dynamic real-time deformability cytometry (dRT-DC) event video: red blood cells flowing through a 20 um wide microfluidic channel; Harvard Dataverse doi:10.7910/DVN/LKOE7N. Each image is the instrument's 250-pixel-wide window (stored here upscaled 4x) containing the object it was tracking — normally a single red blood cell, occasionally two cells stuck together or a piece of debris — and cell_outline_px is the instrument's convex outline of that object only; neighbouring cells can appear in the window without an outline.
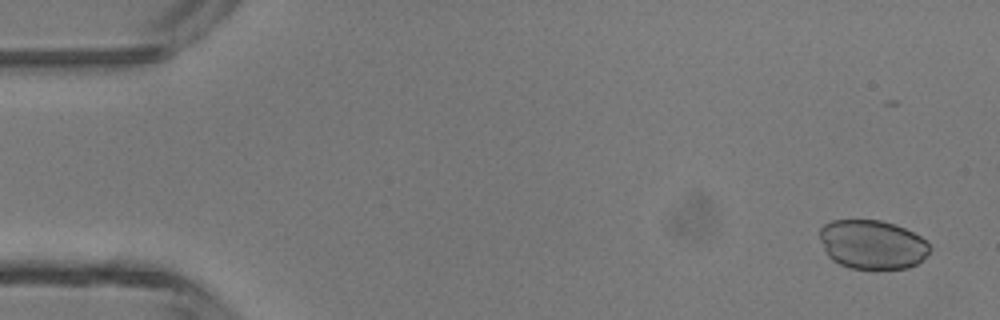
{"species": "common noctule bat (a hibernating species)", "species_latin": "Nyctalus noctula", "temperature_condition": "room temperature", "stored_images_in_passage": 38, "camera_frame_rate_fps": 3000, "um_per_image_px": 0.085, "animal": {"sex": "male", "body_mass_g": 13.3}, "frame": {"image": 1, "passage_image": 3, "time_ms": 0.667, "image_size_px": [1000, 320], "cell_outline_px": [[928, 252], [916, 264], [908, 268], [852, 268], [840, 264], [832, 260], [828, 256], [820, 240], [820, 228], [824, 224], [832, 220], [880, 220], [896, 224], [920, 236], [928, 244]], "centroid_in_image_um": [74.1, 20.76], "position_along_channel_um": 10.9, "area_um2": 31.1}}
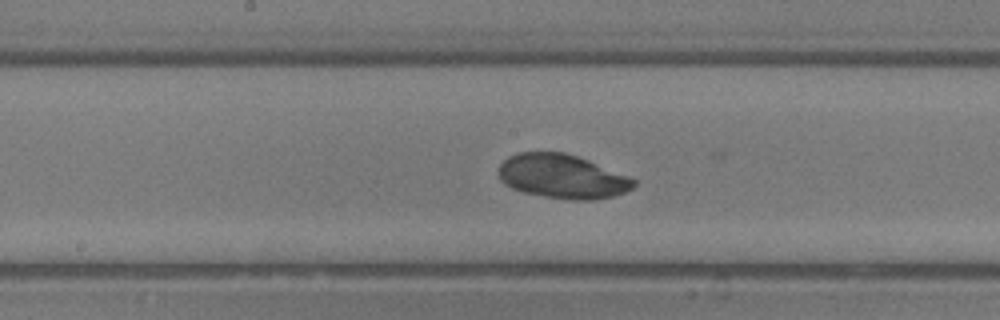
{"frame": {"image": 2, "passage_image": 25, "time_ms": 8.0, "image_size_px": [1000, 320], "cell_outline_px": [[636, 184], [632, 188], [624, 192], [612, 196], [592, 200], [572, 200], [544, 196], [524, 192], [512, 188], [504, 184], [500, 180], [500, 164], [508, 156], [516, 152], [564, 152], [588, 160], [628, 176], [636, 180]], "centroid_in_image_um": [47.78, 14.99], "position_along_channel_um": 200.4, "area_um2": 34.51}}
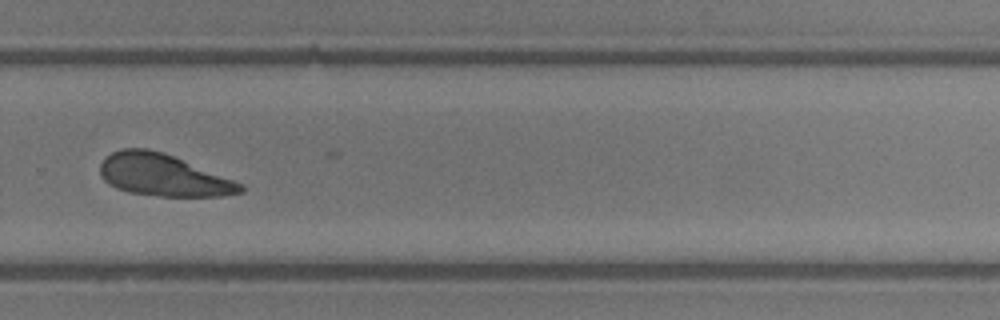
{"frame": {"image": 3, "passage_image": 33, "time_ms": 10.667, "image_size_px": [1000, 320], "cell_outline_px": [[244, 192], [224, 196], [160, 196], [128, 192], [116, 188], [108, 184], [104, 180], [100, 172], [100, 164], [112, 152], [124, 148], [148, 148], [172, 156], [244, 184]], "centroid_in_image_um": [13.87, 14.9], "position_along_channel_um": 315.9, "area_um2": 33.93}}